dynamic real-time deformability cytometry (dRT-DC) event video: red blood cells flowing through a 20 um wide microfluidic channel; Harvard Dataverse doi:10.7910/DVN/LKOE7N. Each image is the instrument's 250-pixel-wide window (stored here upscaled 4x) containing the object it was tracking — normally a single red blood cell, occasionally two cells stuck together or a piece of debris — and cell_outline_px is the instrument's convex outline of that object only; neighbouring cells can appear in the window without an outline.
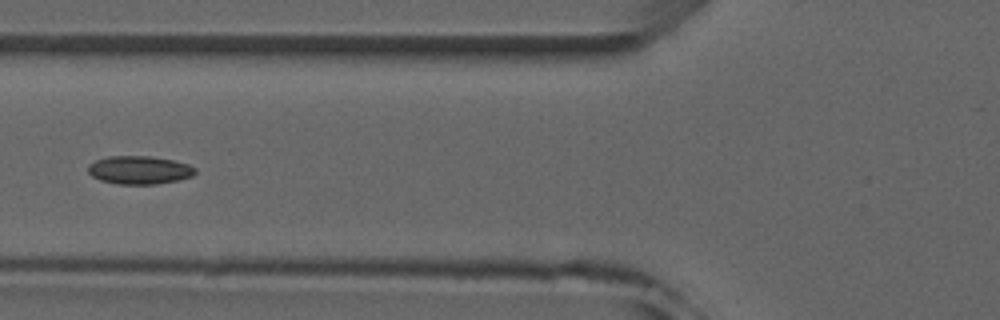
{"species": "common noctule bat (a hibernating species)", "species_latin": "Nyctalus noctula", "temperature_condition": "room temperature", "stored_images_in_passage": 5, "camera_frame_rate_fps": 3000, "um_per_image_px": 0.085, "animal": {"sex": "male", "forearm_length_mm": 52.5}, "frame": {"image": 1, "passage_image": 5, "time_ms": 5.333, "image_size_px": [1000, 320], "cell_outline_px": [[196, 172], [192, 176], [180, 180], [156, 184], [116, 184], [100, 180], [92, 176], [88, 172], [88, 164], [96, 160], [108, 156], [152, 156], [172, 160], [188, 164], [196, 168]], "centroid_in_image_um": [11.84, 14.45], "position_along_channel_um": 114.0, "area_um2": 17.74}}